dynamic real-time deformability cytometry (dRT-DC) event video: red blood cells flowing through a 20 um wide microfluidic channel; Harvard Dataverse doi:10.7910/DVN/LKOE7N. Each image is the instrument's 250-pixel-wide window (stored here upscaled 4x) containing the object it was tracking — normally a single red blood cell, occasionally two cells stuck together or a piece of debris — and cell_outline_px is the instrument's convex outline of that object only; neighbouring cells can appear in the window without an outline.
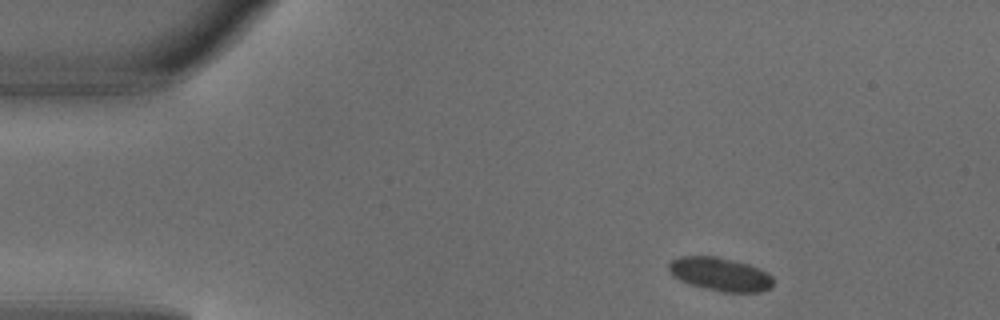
{"species": "common noctule bat (a hibernating species)", "species_latin": "Nyctalus noctula", "temperature_condition": "warm", "stored_images_in_passage": 3, "camera_frame_rate_fps": 3000, "um_per_image_px": 0.085, "animal": {"sex": "male", "body_mass_g": 18.8}, "frame": {"image": 1, "passage_image": 1, "time_ms": 0.0, "image_size_px": [1000, 320], "cell_outline_px": [[772, 284], [768, 288], [760, 292], [724, 292], [704, 288], [680, 280], [672, 276], [668, 268], [668, 264], [672, 260], [680, 256], [716, 256], [748, 264], [772, 276]], "centroid_in_image_um": [61.17, 23.3], "position_along_channel_um": 23.8, "area_um2": 20.06}}
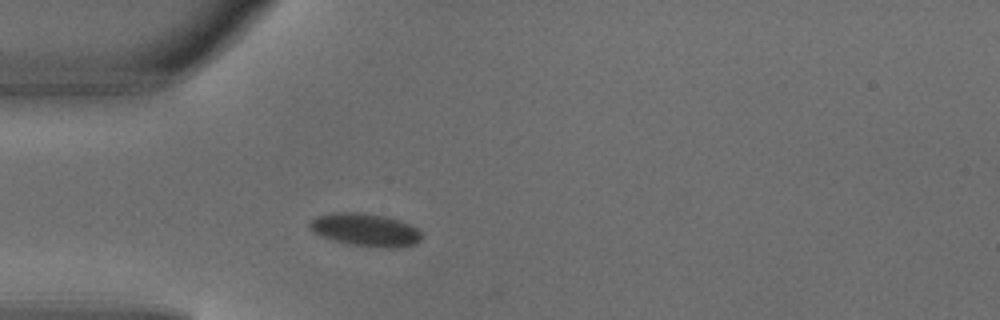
{"frame": {"image": 2, "passage_image": 3, "time_ms": 0.667, "image_size_px": [1000, 320], "cell_outline_px": [[420, 240], [416, 244], [392, 248], [384, 248], [352, 244], [320, 236], [312, 232], [308, 228], [308, 224], [316, 216], [332, 212], [360, 212], [384, 216], [400, 220], [412, 224], [420, 232]], "centroid_in_image_um": [31.04, 19.52], "position_along_channel_um": 54.0, "area_um2": 21.44}}